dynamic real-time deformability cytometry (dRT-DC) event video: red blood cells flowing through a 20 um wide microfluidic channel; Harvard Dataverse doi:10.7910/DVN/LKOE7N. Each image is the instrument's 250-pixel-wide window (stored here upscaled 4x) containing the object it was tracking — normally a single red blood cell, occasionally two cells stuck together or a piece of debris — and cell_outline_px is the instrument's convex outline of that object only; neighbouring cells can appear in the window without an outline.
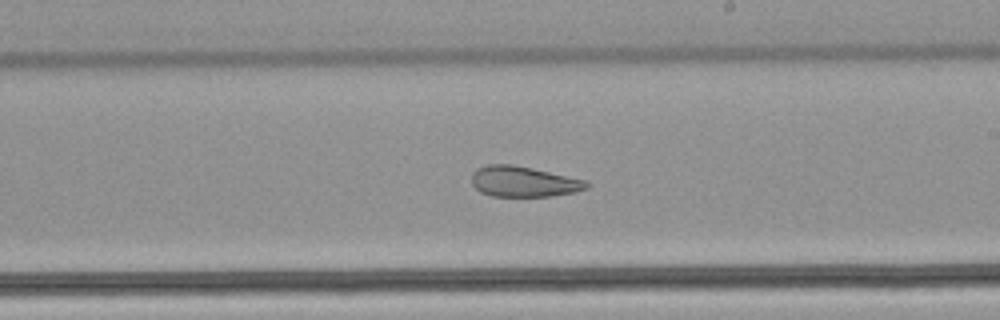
{"species": "common noctule bat (a hibernating species)", "species_latin": "Nyctalus noctula", "temperature_condition": "warm", "stored_images_in_passage": 55, "camera_frame_rate_fps": 3000, "um_per_image_px": 0.085, "animal": {"sex": "male", "body_mass_g": 21.5, "forearm_length_mm": 52.0}, "frame": {"image": 1, "passage_image": 32, "time_ms": 10.333, "image_size_px": [1000, 320], "cell_outline_px": [[588, 188], [576, 192], [552, 196], [492, 196], [480, 192], [472, 184], [472, 172], [476, 168], [488, 164], [512, 164], [532, 168], [584, 180], [588, 184]], "centroid_in_image_um": [44.46, 15.43], "position_along_channel_um": 244.5, "area_um2": 20.4}, "authors_computed_cell_mechanics": {"area_um2": 27.8596, "velocity_mm_per_s": 3.888, "shape_relaxation_time_tau1_ms": null, "shape_relaxation_time_tau2_ms": 4.8833, "deformation_change_tau1": null, "deformation_change_tau2": 0.1273}}